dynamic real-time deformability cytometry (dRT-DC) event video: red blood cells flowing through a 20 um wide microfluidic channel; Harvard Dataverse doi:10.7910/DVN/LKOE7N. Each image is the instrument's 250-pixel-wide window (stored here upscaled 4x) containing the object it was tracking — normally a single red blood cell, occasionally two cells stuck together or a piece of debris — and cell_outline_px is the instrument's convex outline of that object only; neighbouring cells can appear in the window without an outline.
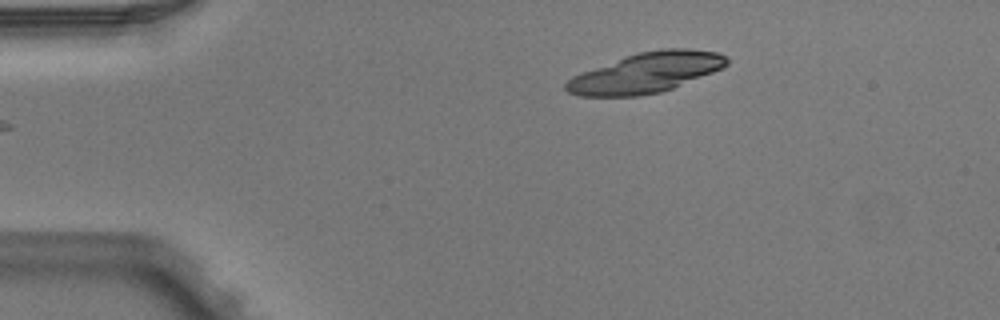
{"species": "Egyptian fruit bat (a non-hibernating species)", "species_latin": "Rousettus aegyptiacus", "temperature_condition": "warm", "stored_images_in_passage": 2, "camera_frame_rate_fps": 3000, "um_per_image_px": 0.085, "animal": {"sex": "male"}, "frame": {"image": 1, "passage_image": 1, "time_ms": 0.0, "image_size_px": [1000, 320], "cell_outline_px": [[728, 64], [724, 68], [672, 88], [660, 92], [640, 96], [580, 96], [568, 92], [564, 88], [564, 84], [572, 76], [624, 56], [640, 52], [664, 48], [688, 48], [720, 52], [728, 60]], "centroid_in_image_um": [54.92, 6.17], "position_along_channel_um": 30.1, "area_um2": 37.51}}